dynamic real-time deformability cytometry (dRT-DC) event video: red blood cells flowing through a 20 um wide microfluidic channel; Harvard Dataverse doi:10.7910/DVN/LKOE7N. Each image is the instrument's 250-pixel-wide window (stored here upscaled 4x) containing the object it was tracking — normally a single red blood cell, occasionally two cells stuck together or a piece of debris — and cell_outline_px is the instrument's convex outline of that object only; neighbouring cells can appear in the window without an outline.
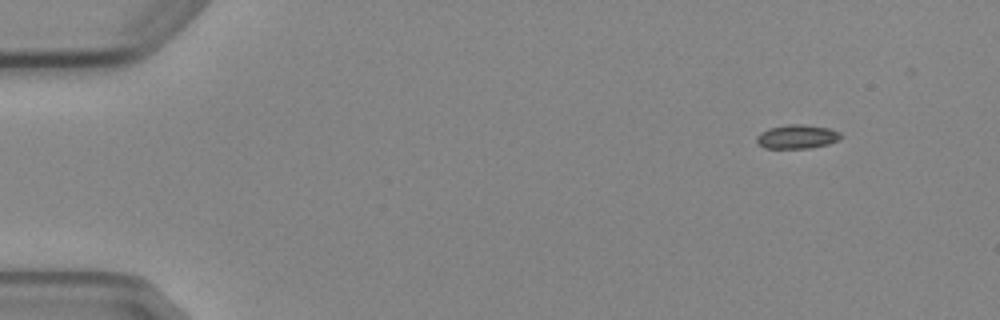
{"species": "Egyptian fruit bat (a non-hibernating species)", "species_latin": "Rousettus aegyptiacus", "temperature_condition": "cold", "stored_images_in_passage": 5, "camera_frame_rate_fps": 3000, "um_per_image_px": 0.085, "animal": {"sex": "female"}, "frame": {"image": 1, "passage_image": 1, "time_ms": 0.0, "image_size_px": [1000, 320], "cell_outline_px": [[844, 136], [840, 140], [828, 144], [808, 148], [764, 148], [756, 140], [756, 136], [760, 132], [768, 128], [788, 124], [800, 124], [832, 128], [840, 132]], "centroid_in_image_um": [67.79, 11.61], "position_along_channel_um": 17.2, "area_um2": 11.91}}
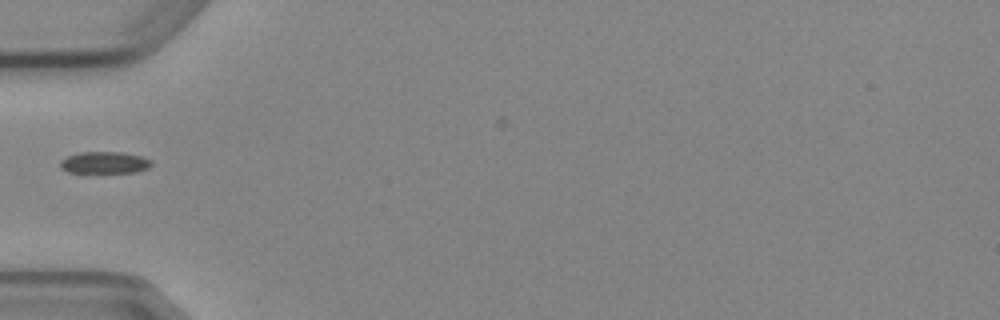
{"frame": {"image": 2, "passage_image": 4, "time_ms": 4.333, "image_size_px": [1000, 320], "cell_outline_px": [[152, 164], [148, 168], [136, 172], [68, 172], [60, 168], [60, 160], [68, 156], [80, 152], [120, 152], [140, 156], [152, 160]], "centroid_in_image_um": [8.88, 13.82], "position_along_channel_um": 76.1, "area_um2": 11.5}}
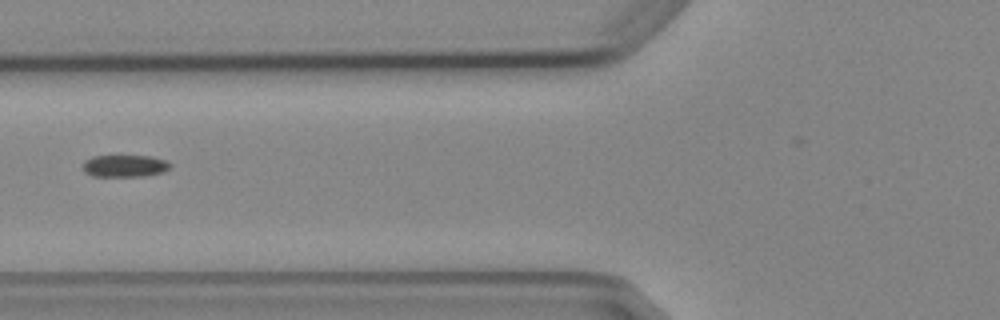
{"frame": {"image": 3, "passage_image": 5, "time_ms": 5.333, "image_size_px": [1000, 320], "cell_outline_px": [[172, 164], [164, 172], [144, 176], [92, 176], [84, 172], [84, 160], [92, 156], [152, 156], [164, 160]], "centroid_in_image_um": [10.6, 14.1], "position_along_channel_um": 115.2, "area_um2": 11.21}}